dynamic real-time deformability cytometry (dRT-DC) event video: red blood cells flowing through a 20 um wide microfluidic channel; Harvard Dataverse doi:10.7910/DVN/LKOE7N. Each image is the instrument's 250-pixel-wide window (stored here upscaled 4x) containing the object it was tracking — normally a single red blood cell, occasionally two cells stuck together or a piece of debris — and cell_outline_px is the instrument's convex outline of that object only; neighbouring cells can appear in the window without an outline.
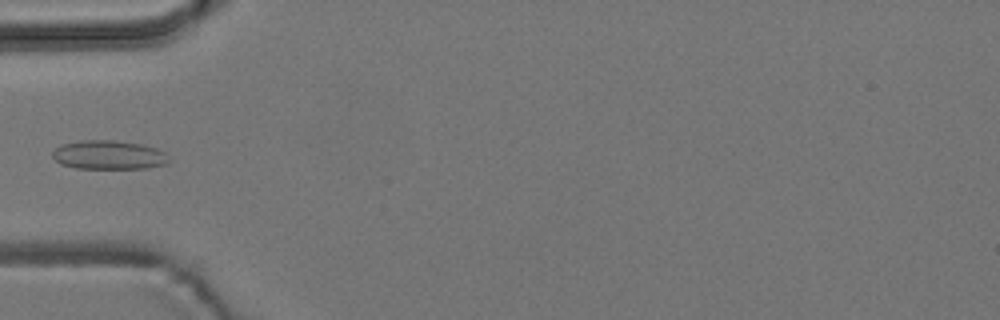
{"species": "common noctule bat (a hibernating species)", "species_latin": "Nyctalus noctula", "temperature_condition": "room temperature", "stored_images_in_passage": 4, "camera_frame_rate_fps": 3000, "um_per_image_px": 0.085, "animal": {"sex": "male", "body_mass_g": 19.2, "forearm_length_mm": 51.8}, "frame": {"image": 1, "passage_image": 4, "time_ms": 3.667, "image_size_px": [1000, 320], "cell_outline_px": [[172, 160], [168, 164], [148, 168], [76, 168], [60, 164], [52, 156], [52, 152], [60, 144], [80, 140], [116, 140], [144, 144], [156, 148], [164, 152]], "centroid_in_image_um": [9.28, 13.16], "position_along_channel_um": 75.7, "area_um2": 19.94}}